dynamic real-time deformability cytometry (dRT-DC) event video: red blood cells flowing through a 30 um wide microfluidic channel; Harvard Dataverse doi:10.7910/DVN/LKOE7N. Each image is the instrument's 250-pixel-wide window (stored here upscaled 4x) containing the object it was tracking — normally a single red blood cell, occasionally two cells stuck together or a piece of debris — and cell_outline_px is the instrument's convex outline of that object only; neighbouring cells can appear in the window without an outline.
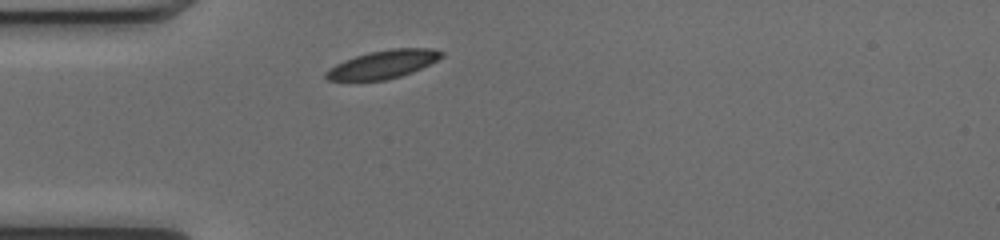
{"species": "common noctule bat (a hibernating species)", "species_latin": "Nyctalus noctula", "temperature_condition": "cold", "stored_images_in_passage": 38, "camera_frame_rate_fps": 3000, "um_per_image_px": 0.085, "animal": {"sex": "female", "body_mass_g": 17.0, "forearm_length_mm": 48.0}, "frame": {"image": 1, "passage_image": 1, "time_ms": 0.0, "image_size_px": [1000, 240], "cell_outline_px": [[444, 56], [412, 72], [400, 76], [384, 80], [328, 80], [324, 76], [324, 72], [328, 68], [344, 60], [368, 52], [392, 48], [432, 48], [444, 52]], "centroid_in_image_um": [32.54, 5.46], "position_along_channel_um": 52.5, "area_um2": 18.84}}
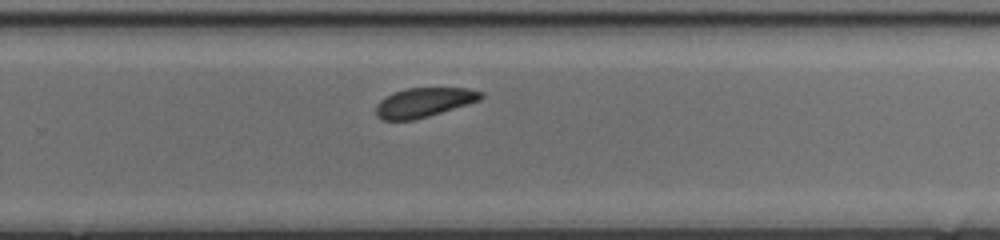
{"frame": {"image": 2, "passage_image": 20, "time_ms": 6.333, "image_size_px": [1000, 240], "cell_outline_px": [[484, 96], [480, 100], [468, 104], [428, 116], [412, 120], [384, 120], [376, 116], [376, 104], [384, 96], [392, 92], [404, 88], [468, 88], [484, 92]], "centroid_in_image_um": [36.02, 8.69], "position_along_channel_um": 293.8, "area_um2": 18.09}}
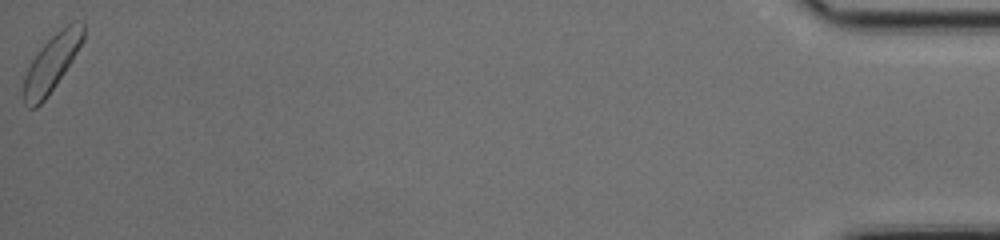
{"frame": {"image": 3, "passage_image": 38, "time_ms": 12.333, "image_size_px": [1000, 240], "cell_outline_px": [[84, 40], [72, 60], [48, 96], [36, 108], [28, 108], [24, 104], [24, 76], [32, 60], [40, 48], [56, 32], [72, 20], [84, 20]], "centroid_in_image_um": [4.42, 5.33], "position_along_channel_um": 430.8, "area_um2": 19.59}, "authors_computed_cell_mechanics": {"area_um2": 19.1607, "velocity_mm_per_s": 3.9673, "shape_relaxation_time_tau1_ms": 2.3403, "shape_relaxation_time_tau2_ms": 6.714, "deformation_change_tau1": 0.084, "deformation_change_tau2": 0.1122}}